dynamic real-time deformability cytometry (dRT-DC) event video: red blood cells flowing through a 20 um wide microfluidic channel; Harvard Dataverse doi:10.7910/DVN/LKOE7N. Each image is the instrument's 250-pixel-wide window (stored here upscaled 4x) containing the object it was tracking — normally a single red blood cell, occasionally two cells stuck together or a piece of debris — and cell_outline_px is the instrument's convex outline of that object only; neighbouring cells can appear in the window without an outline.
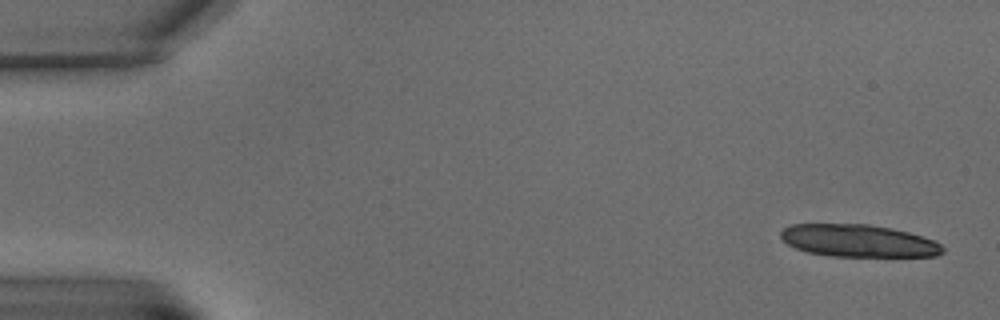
{"species": "common noctule bat (a hibernating species)", "species_latin": "Nyctalus noctula", "temperature_condition": "warm", "stored_images_in_passage": 6, "camera_frame_rate_fps": 3000, "um_per_image_px": 0.085, "animal": {"sex": "male", "body_mass_g": 15.6}, "frame": {"image": 1, "passage_image": 1, "time_ms": 0.0, "image_size_px": [1000, 320], "cell_outline_px": [[944, 252], [936, 256], [828, 256], [808, 252], [796, 248], [788, 244], [780, 236], [780, 232], [784, 228], [792, 224], [868, 224], [892, 228], [908, 232], [932, 240], [940, 244], [944, 248]], "centroid_in_image_um": [72.95, 20.46], "position_along_channel_um": 12.0, "area_um2": 30.4}}